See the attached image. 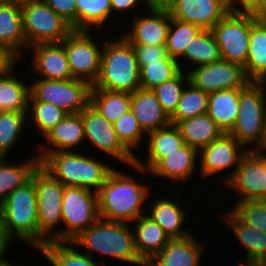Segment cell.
Returning <instances> with one entry per match:
<instances>
[{
	"label": "cell",
	"instance_id": "1",
	"mask_svg": "<svg viewBox=\"0 0 266 266\" xmlns=\"http://www.w3.org/2000/svg\"><path fill=\"white\" fill-rule=\"evenodd\" d=\"M134 180L115 169L110 173L97 192L99 218L127 223L145 215L141 206L149 197V190Z\"/></svg>",
	"mask_w": 266,
	"mask_h": 266
},
{
	"label": "cell",
	"instance_id": "2",
	"mask_svg": "<svg viewBox=\"0 0 266 266\" xmlns=\"http://www.w3.org/2000/svg\"><path fill=\"white\" fill-rule=\"evenodd\" d=\"M106 42V43H105ZM95 89L134 93L140 86V69L132 45L122 36L104 41Z\"/></svg>",
	"mask_w": 266,
	"mask_h": 266
},
{
	"label": "cell",
	"instance_id": "3",
	"mask_svg": "<svg viewBox=\"0 0 266 266\" xmlns=\"http://www.w3.org/2000/svg\"><path fill=\"white\" fill-rule=\"evenodd\" d=\"M40 166L64 186L98 192L114 168L79 152L56 151L46 154Z\"/></svg>",
	"mask_w": 266,
	"mask_h": 266
},
{
	"label": "cell",
	"instance_id": "4",
	"mask_svg": "<svg viewBox=\"0 0 266 266\" xmlns=\"http://www.w3.org/2000/svg\"><path fill=\"white\" fill-rule=\"evenodd\" d=\"M73 244L83 246L87 249L86 253L91 257V252L95 251L127 263L131 262L139 266H146L137 254L134 233L128 228L126 222L99 218L75 238L72 241Z\"/></svg>",
	"mask_w": 266,
	"mask_h": 266
},
{
	"label": "cell",
	"instance_id": "5",
	"mask_svg": "<svg viewBox=\"0 0 266 266\" xmlns=\"http://www.w3.org/2000/svg\"><path fill=\"white\" fill-rule=\"evenodd\" d=\"M37 207V191L31 178L11 192L0 205V218L11 239L20 238L39 250Z\"/></svg>",
	"mask_w": 266,
	"mask_h": 266
},
{
	"label": "cell",
	"instance_id": "6",
	"mask_svg": "<svg viewBox=\"0 0 266 266\" xmlns=\"http://www.w3.org/2000/svg\"><path fill=\"white\" fill-rule=\"evenodd\" d=\"M99 219L98 194L76 186H64L62 221L67 227L55 232V241L72 242Z\"/></svg>",
	"mask_w": 266,
	"mask_h": 266
},
{
	"label": "cell",
	"instance_id": "7",
	"mask_svg": "<svg viewBox=\"0 0 266 266\" xmlns=\"http://www.w3.org/2000/svg\"><path fill=\"white\" fill-rule=\"evenodd\" d=\"M23 31L28 46L61 43L71 26L43 0H21Z\"/></svg>",
	"mask_w": 266,
	"mask_h": 266
},
{
	"label": "cell",
	"instance_id": "8",
	"mask_svg": "<svg viewBox=\"0 0 266 266\" xmlns=\"http://www.w3.org/2000/svg\"><path fill=\"white\" fill-rule=\"evenodd\" d=\"M264 86L259 82H250L240 89L239 110L236 123L229 132L243 146L261 144L263 126L266 117V96Z\"/></svg>",
	"mask_w": 266,
	"mask_h": 266
},
{
	"label": "cell",
	"instance_id": "9",
	"mask_svg": "<svg viewBox=\"0 0 266 266\" xmlns=\"http://www.w3.org/2000/svg\"><path fill=\"white\" fill-rule=\"evenodd\" d=\"M32 178L34 179L37 191L40 249L47 242L55 241L54 229L57 223L62 221L64 185L59 180L53 178L40 165L33 172Z\"/></svg>",
	"mask_w": 266,
	"mask_h": 266
},
{
	"label": "cell",
	"instance_id": "10",
	"mask_svg": "<svg viewBox=\"0 0 266 266\" xmlns=\"http://www.w3.org/2000/svg\"><path fill=\"white\" fill-rule=\"evenodd\" d=\"M30 86L29 101L51 103L67 114H76L90 103L91 85L80 79H39Z\"/></svg>",
	"mask_w": 266,
	"mask_h": 266
},
{
	"label": "cell",
	"instance_id": "11",
	"mask_svg": "<svg viewBox=\"0 0 266 266\" xmlns=\"http://www.w3.org/2000/svg\"><path fill=\"white\" fill-rule=\"evenodd\" d=\"M222 60L245 67L251 34V13L229 12L212 29Z\"/></svg>",
	"mask_w": 266,
	"mask_h": 266
},
{
	"label": "cell",
	"instance_id": "12",
	"mask_svg": "<svg viewBox=\"0 0 266 266\" xmlns=\"http://www.w3.org/2000/svg\"><path fill=\"white\" fill-rule=\"evenodd\" d=\"M187 75L189 84L207 94L220 90L244 89L251 82L244 67L226 60L195 66Z\"/></svg>",
	"mask_w": 266,
	"mask_h": 266
},
{
	"label": "cell",
	"instance_id": "13",
	"mask_svg": "<svg viewBox=\"0 0 266 266\" xmlns=\"http://www.w3.org/2000/svg\"><path fill=\"white\" fill-rule=\"evenodd\" d=\"M89 31L73 30L61 43L75 79L95 83L100 72L102 50L95 44Z\"/></svg>",
	"mask_w": 266,
	"mask_h": 266
},
{
	"label": "cell",
	"instance_id": "14",
	"mask_svg": "<svg viewBox=\"0 0 266 266\" xmlns=\"http://www.w3.org/2000/svg\"><path fill=\"white\" fill-rule=\"evenodd\" d=\"M226 186L237 191V202L266 200V168L261 151L248 149Z\"/></svg>",
	"mask_w": 266,
	"mask_h": 266
},
{
	"label": "cell",
	"instance_id": "15",
	"mask_svg": "<svg viewBox=\"0 0 266 266\" xmlns=\"http://www.w3.org/2000/svg\"><path fill=\"white\" fill-rule=\"evenodd\" d=\"M84 125L85 138L107 155L132 166L136 156L131 154L117 138L114 126L90 104L80 112Z\"/></svg>",
	"mask_w": 266,
	"mask_h": 266
},
{
	"label": "cell",
	"instance_id": "16",
	"mask_svg": "<svg viewBox=\"0 0 266 266\" xmlns=\"http://www.w3.org/2000/svg\"><path fill=\"white\" fill-rule=\"evenodd\" d=\"M243 145L239 143L231 134L223 133L219 138L214 140L210 145L203 147L198 151L201 158V175L204 178L209 175L216 174L217 172L235 166V169L228 176L225 177L224 183L226 184L235 174L240 160L248 150H243ZM242 148V150H240Z\"/></svg>",
	"mask_w": 266,
	"mask_h": 266
},
{
	"label": "cell",
	"instance_id": "17",
	"mask_svg": "<svg viewBox=\"0 0 266 266\" xmlns=\"http://www.w3.org/2000/svg\"><path fill=\"white\" fill-rule=\"evenodd\" d=\"M169 13L172 18L211 30L229 9L227 0H177Z\"/></svg>",
	"mask_w": 266,
	"mask_h": 266
},
{
	"label": "cell",
	"instance_id": "18",
	"mask_svg": "<svg viewBox=\"0 0 266 266\" xmlns=\"http://www.w3.org/2000/svg\"><path fill=\"white\" fill-rule=\"evenodd\" d=\"M27 42L23 31L21 0H0V48L14 61Z\"/></svg>",
	"mask_w": 266,
	"mask_h": 266
},
{
	"label": "cell",
	"instance_id": "19",
	"mask_svg": "<svg viewBox=\"0 0 266 266\" xmlns=\"http://www.w3.org/2000/svg\"><path fill=\"white\" fill-rule=\"evenodd\" d=\"M34 49L33 67L41 79H73L69 61L62 43H40L31 46Z\"/></svg>",
	"mask_w": 266,
	"mask_h": 266
},
{
	"label": "cell",
	"instance_id": "20",
	"mask_svg": "<svg viewBox=\"0 0 266 266\" xmlns=\"http://www.w3.org/2000/svg\"><path fill=\"white\" fill-rule=\"evenodd\" d=\"M149 11L151 14L148 16L135 18L132 31L122 35L131 45H166L170 13Z\"/></svg>",
	"mask_w": 266,
	"mask_h": 266
},
{
	"label": "cell",
	"instance_id": "21",
	"mask_svg": "<svg viewBox=\"0 0 266 266\" xmlns=\"http://www.w3.org/2000/svg\"><path fill=\"white\" fill-rule=\"evenodd\" d=\"M130 109L147 134L171 124L153 89L139 88L132 93Z\"/></svg>",
	"mask_w": 266,
	"mask_h": 266
},
{
	"label": "cell",
	"instance_id": "22",
	"mask_svg": "<svg viewBox=\"0 0 266 266\" xmlns=\"http://www.w3.org/2000/svg\"><path fill=\"white\" fill-rule=\"evenodd\" d=\"M202 245L191 235L172 238L146 266H199Z\"/></svg>",
	"mask_w": 266,
	"mask_h": 266
},
{
	"label": "cell",
	"instance_id": "23",
	"mask_svg": "<svg viewBox=\"0 0 266 266\" xmlns=\"http://www.w3.org/2000/svg\"><path fill=\"white\" fill-rule=\"evenodd\" d=\"M148 135L147 163L143 165L136 157L132 166L137 171H150L161 159L168 157L185 144L180 130L174 124L152 131Z\"/></svg>",
	"mask_w": 266,
	"mask_h": 266
},
{
	"label": "cell",
	"instance_id": "24",
	"mask_svg": "<svg viewBox=\"0 0 266 266\" xmlns=\"http://www.w3.org/2000/svg\"><path fill=\"white\" fill-rule=\"evenodd\" d=\"M44 137L50 142L51 146L53 145L55 148L51 149L40 145L42 147H40V151H43L44 153L41 152L43 154H41V156L39 154V160L51 152L76 150L77 148H75V146L82 141H85L84 125L81 114H67L65 118L49 130Z\"/></svg>",
	"mask_w": 266,
	"mask_h": 266
},
{
	"label": "cell",
	"instance_id": "25",
	"mask_svg": "<svg viewBox=\"0 0 266 266\" xmlns=\"http://www.w3.org/2000/svg\"><path fill=\"white\" fill-rule=\"evenodd\" d=\"M134 222L135 248L140 259L146 264L163 249L170 237L148 214L140 216Z\"/></svg>",
	"mask_w": 266,
	"mask_h": 266
},
{
	"label": "cell",
	"instance_id": "26",
	"mask_svg": "<svg viewBox=\"0 0 266 266\" xmlns=\"http://www.w3.org/2000/svg\"><path fill=\"white\" fill-rule=\"evenodd\" d=\"M251 82H259L266 76V18L251 14L249 52L244 67Z\"/></svg>",
	"mask_w": 266,
	"mask_h": 266
},
{
	"label": "cell",
	"instance_id": "27",
	"mask_svg": "<svg viewBox=\"0 0 266 266\" xmlns=\"http://www.w3.org/2000/svg\"><path fill=\"white\" fill-rule=\"evenodd\" d=\"M198 150L184 144L168 157L161 159L151 170V174L162 176L173 181H184L189 179L195 170V160Z\"/></svg>",
	"mask_w": 266,
	"mask_h": 266
},
{
	"label": "cell",
	"instance_id": "28",
	"mask_svg": "<svg viewBox=\"0 0 266 266\" xmlns=\"http://www.w3.org/2000/svg\"><path fill=\"white\" fill-rule=\"evenodd\" d=\"M16 63L13 61L0 73V112H28L30 86L12 76Z\"/></svg>",
	"mask_w": 266,
	"mask_h": 266
},
{
	"label": "cell",
	"instance_id": "29",
	"mask_svg": "<svg viewBox=\"0 0 266 266\" xmlns=\"http://www.w3.org/2000/svg\"><path fill=\"white\" fill-rule=\"evenodd\" d=\"M240 89L220 90L209 94L207 114L223 133L234 127L239 110Z\"/></svg>",
	"mask_w": 266,
	"mask_h": 266
},
{
	"label": "cell",
	"instance_id": "30",
	"mask_svg": "<svg viewBox=\"0 0 266 266\" xmlns=\"http://www.w3.org/2000/svg\"><path fill=\"white\" fill-rule=\"evenodd\" d=\"M176 126L181 132L184 143L198 151L223 134L217 123L207 113L179 121Z\"/></svg>",
	"mask_w": 266,
	"mask_h": 266
},
{
	"label": "cell",
	"instance_id": "31",
	"mask_svg": "<svg viewBox=\"0 0 266 266\" xmlns=\"http://www.w3.org/2000/svg\"><path fill=\"white\" fill-rule=\"evenodd\" d=\"M148 216L161 226L170 239L191 235L189 231L181 227L184 223L185 212L176 202L166 200L165 197L154 202Z\"/></svg>",
	"mask_w": 266,
	"mask_h": 266
},
{
	"label": "cell",
	"instance_id": "32",
	"mask_svg": "<svg viewBox=\"0 0 266 266\" xmlns=\"http://www.w3.org/2000/svg\"><path fill=\"white\" fill-rule=\"evenodd\" d=\"M223 217L227 225L231 226L236 239L244 246L247 252L246 262H258L266 256V233L241 222L231 211Z\"/></svg>",
	"mask_w": 266,
	"mask_h": 266
},
{
	"label": "cell",
	"instance_id": "33",
	"mask_svg": "<svg viewBox=\"0 0 266 266\" xmlns=\"http://www.w3.org/2000/svg\"><path fill=\"white\" fill-rule=\"evenodd\" d=\"M89 104L113 124L130 110L131 94L91 87Z\"/></svg>",
	"mask_w": 266,
	"mask_h": 266
},
{
	"label": "cell",
	"instance_id": "34",
	"mask_svg": "<svg viewBox=\"0 0 266 266\" xmlns=\"http://www.w3.org/2000/svg\"><path fill=\"white\" fill-rule=\"evenodd\" d=\"M38 156L26 159L24 164L10 165L4 158L0 159V205L8 195L32 178L33 172L40 165Z\"/></svg>",
	"mask_w": 266,
	"mask_h": 266
},
{
	"label": "cell",
	"instance_id": "35",
	"mask_svg": "<svg viewBox=\"0 0 266 266\" xmlns=\"http://www.w3.org/2000/svg\"><path fill=\"white\" fill-rule=\"evenodd\" d=\"M71 244L72 242L49 241L39 251L53 266H99L91 256L77 251Z\"/></svg>",
	"mask_w": 266,
	"mask_h": 266
},
{
	"label": "cell",
	"instance_id": "36",
	"mask_svg": "<svg viewBox=\"0 0 266 266\" xmlns=\"http://www.w3.org/2000/svg\"><path fill=\"white\" fill-rule=\"evenodd\" d=\"M184 57L196 66L208 65L222 60L220 48L211 30H202L185 49Z\"/></svg>",
	"mask_w": 266,
	"mask_h": 266
},
{
	"label": "cell",
	"instance_id": "37",
	"mask_svg": "<svg viewBox=\"0 0 266 266\" xmlns=\"http://www.w3.org/2000/svg\"><path fill=\"white\" fill-rule=\"evenodd\" d=\"M203 29L195 24L184 22L170 16L166 49L171 58L178 60L184 55L185 49Z\"/></svg>",
	"mask_w": 266,
	"mask_h": 266
},
{
	"label": "cell",
	"instance_id": "38",
	"mask_svg": "<svg viewBox=\"0 0 266 266\" xmlns=\"http://www.w3.org/2000/svg\"><path fill=\"white\" fill-rule=\"evenodd\" d=\"M77 31H89L91 26H102L112 11L110 0H75Z\"/></svg>",
	"mask_w": 266,
	"mask_h": 266
},
{
	"label": "cell",
	"instance_id": "39",
	"mask_svg": "<svg viewBox=\"0 0 266 266\" xmlns=\"http://www.w3.org/2000/svg\"><path fill=\"white\" fill-rule=\"evenodd\" d=\"M184 89L177 104L176 111L170 117L171 124L176 125L179 121L187 120L198 115L207 113L209 94L195 88Z\"/></svg>",
	"mask_w": 266,
	"mask_h": 266
},
{
	"label": "cell",
	"instance_id": "40",
	"mask_svg": "<svg viewBox=\"0 0 266 266\" xmlns=\"http://www.w3.org/2000/svg\"><path fill=\"white\" fill-rule=\"evenodd\" d=\"M182 69L179 60L169 55L159 62H146L140 69V86L143 89H154L161 83L174 78Z\"/></svg>",
	"mask_w": 266,
	"mask_h": 266
},
{
	"label": "cell",
	"instance_id": "41",
	"mask_svg": "<svg viewBox=\"0 0 266 266\" xmlns=\"http://www.w3.org/2000/svg\"><path fill=\"white\" fill-rule=\"evenodd\" d=\"M28 112H0V157L5 158L7 152L15 144L22 133Z\"/></svg>",
	"mask_w": 266,
	"mask_h": 266
},
{
	"label": "cell",
	"instance_id": "42",
	"mask_svg": "<svg viewBox=\"0 0 266 266\" xmlns=\"http://www.w3.org/2000/svg\"><path fill=\"white\" fill-rule=\"evenodd\" d=\"M189 84L188 75L181 70L174 78L156 86L153 91L162 105L163 110L171 117L176 111L177 104L184 90V82Z\"/></svg>",
	"mask_w": 266,
	"mask_h": 266
},
{
	"label": "cell",
	"instance_id": "43",
	"mask_svg": "<svg viewBox=\"0 0 266 266\" xmlns=\"http://www.w3.org/2000/svg\"><path fill=\"white\" fill-rule=\"evenodd\" d=\"M234 205L231 212L241 222L266 233V200L243 201Z\"/></svg>",
	"mask_w": 266,
	"mask_h": 266
},
{
	"label": "cell",
	"instance_id": "44",
	"mask_svg": "<svg viewBox=\"0 0 266 266\" xmlns=\"http://www.w3.org/2000/svg\"><path fill=\"white\" fill-rule=\"evenodd\" d=\"M29 106L28 112L31 110V119L43 134L42 136L62 121L67 115V113L59 107L47 102L29 101Z\"/></svg>",
	"mask_w": 266,
	"mask_h": 266
},
{
	"label": "cell",
	"instance_id": "45",
	"mask_svg": "<svg viewBox=\"0 0 266 266\" xmlns=\"http://www.w3.org/2000/svg\"><path fill=\"white\" fill-rule=\"evenodd\" d=\"M117 138L121 144L131 153L136 148L145 133L135 118L131 109L113 123Z\"/></svg>",
	"mask_w": 266,
	"mask_h": 266
},
{
	"label": "cell",
	"instance_id": "46",
	"mask_svg": "<svg viewBox=\"0 0 266 266\" xmlns=\"http://www.w3.org/2000/svg\"><path fill=\"white\" fill-rule=\"evenodd\" d=\"M139 69L146 66V62H159L168 56L166 45H132Z\"/></svg>",
	"mask_w": 266,
	"mask_h": 266
},
{
	"label": "cell",
	"instance_id": "47",
	"mask_svg": "<svg viewBox=\"0 0 266 266\" xmlns=\"http://www.w3.org/2000/svg\"><path fill=\"white\" fill-rule=\"evenodd\" d=\"M62 17L73 30L77 31V10L75 0H43Z\"/></svg>",
	"mask_w": 266,
	"mask_h": 266
},
{
	"label": "cell",
	"instance_id": "48",
	"mask_svg": "<svg viewBox=\"0 0 266 266\" xmlns=\"http://www.w3.org/2000/svg\"><path fill=\"white\" fill-rule=\"evenodd\" d=\"M237 3H240L244 9L237 7ZM227 5L229 12L251 13L264 18V0H227Z\"/></svg>",
	"mask_w": 266,
	"mask_h": 266
},
{
	"label": "cell",
	"instance_id": "49",
	"mask_svg": "<svg viewBox=\"0 0 266 266\" xmlns=\"http://www.w3.org/2000/svg\"><path fill=\"white\" fill-rule=\"evenodd\" d=\"M10 241L13 240L8 236L0 218V263L7 262L3 254L8 249L7 247L10 245Z\"/></svg>",
	"mask_w": 266,
	"mask_h": 266
},
{
	"label": "cell",
	"instance_id": "50",
	"mask_svg": "<svg viewBox=\"0 0 266 266\" xmlns=\"http://www.w3.org/2000/svg\"><path fill=\"white\" fill-rule=\"evenodd\" d=\"M111 1V6H112V11H123V10H128L131 7L135 8L134 6L137 4L138 1L141 0H110Z\"/></svg>",
	"mask_w": 266,
	"mask_h": 266
},
{
	"label": "cell",
	"instance_id": "51",
	"mask_svg": "<svg viewBox=\"0 0 266 266\" xmlns=\"http://www.w3.org/2000/svg\"><path fill=\"white\" fill-rule=\"evenodd\" d=\"M177 0H153V10L170 11Z\"/></svg>",
	"mask_w": 266,
	"mask_h": 266
},
{
	"label": "cell",
	"instance_id": "52",
	"mask_svg": "<svg viewBox=\"0 0 266 266\" xmlns=\"http://www.w3.org/2000/svg\"><path fill=\"white\" fill-rule=\"evenodd\" d=\"M14 60L0 48V73Z\"/></svg>",
	"mask_w": 266,
	"mask_h": 266
},
{
	"label": "cell",
	"instance_id": "53",
	"mask_svg": "<svg viewBox=\"0 0 266 266\" xmlns=\"http://www.w3.org/2000/svg\"><path fill=\"white\" fill-rule=\"evenodd\" d=\"M258 147H266V117L263 126V137L261 140V144Z\"/></svg>",
	"mask_w": 266,
	"mask_h": 266
},
{
	"label": "cell",
	"instance_id": "54",
	"mask_svg": "<svg viewBox=\"0 0 266 266\" xmlns=\"http://www.w3.org/2000/svg\"><path fill=\"white\" fill-rule=\"evenodd\" d=\"M239 266H261V265L258 262L247 261V263H245V264L240 263Z\"/></svg>",
	"mask_w": 266,
	"mask_h": 266
},
{
	"label": "cell",
	"instance_id": "55",
	"mask_svg": "<svg viewBox=\"0 0 266 266\" xmlns=\"http://www.w3.org/2000/svg\"><path fill=\"white\" fill-rule=\"evenodd\" d=\"M144 1V0H142ZM147 6L149 7V10H153V0H145Z\"/></svg>",
	"mask_w": 266,
	"mask_h": 266
},
{
	"label": "cell",
	"instance_id": "56",
	"mask_svg": "<svg viewBox=\"0 0 266 266\" xmlns=\"http://www.w3.org/2000/svg\"><path fill=\"white\" fill-rule=\"evenodd\" d=\"M258 263L261 265V266H266V256H264L262 259H260L258 261Z\"/></svg>",
	"mask_w": 266,
	"mask_h": 266
},
{
	"label": "cell",
	"instance_id": "57",
	"mask_svg": "<svg viewBox=\"0 0 266 266\" xmlns=\"http://www.w3.org/2000/svg\"><path fill=\"white\" fill-rule=\"evenodd\" d=\"M262 162L264 164V167L266 168V154L262 153Z\"/></svg>",
	"mask_w": 266,
	"mask_h": 266
},
{
	"label": "cell",
	"instance_id": "58",
	"mask_svg": "<svg viewBox=\"0 0 266 266\" xmlns=\"http://www.w3.org/2000/svg\"><path fill=\"white\" fill-rule=\"evenodd\" d=\"M0 266H13L12 264L9 263V261L0 263Z\"/></svg>",
	"mask_w": 266,
	"mask_h": 266
},
{
	"label": "cell",
	"instance_id": "59",
	"mask_svg": "<svg viewBox=\"0 0 266 266\" xmlns=\"http://www.w3.org/2000/svg\"><path fill=\"white\" fill-rule=\"evenodd\" d=\"M259 83L262 85L265 84L264 86H266V76L262 80H260Z\"/></svg>",
	"mask_w": 266,
	"mask_h": 266
},
{
	"label": "cell",
	"instance_id": "60",
	"mask_svg": "<svg viewBox=\"0 0 266 266\" xmlns=\"http://www.w3.org/2000/svg\"><path fill=\"white\" fill-rule=\"evenodd\" d=\"M255 150H259V151H265L266 147H254Z\"/></svg>",
	"mask_w": 266,
	"mask_h": 266
},
{
	"label": "cell",
	"instance_id": "61",
	"mask_svg": "<svg viewBox=\"0 0 266 266\" xmlns=\"http://www.w3.org/2000/svg\"><path fill=\"white\" fill-rule=\"evenodd\" d=\"M264 18H266V0H264Z\"/></svg>",
	"mask_w": 266,
	"mask_h": 266
}]
</instances>
